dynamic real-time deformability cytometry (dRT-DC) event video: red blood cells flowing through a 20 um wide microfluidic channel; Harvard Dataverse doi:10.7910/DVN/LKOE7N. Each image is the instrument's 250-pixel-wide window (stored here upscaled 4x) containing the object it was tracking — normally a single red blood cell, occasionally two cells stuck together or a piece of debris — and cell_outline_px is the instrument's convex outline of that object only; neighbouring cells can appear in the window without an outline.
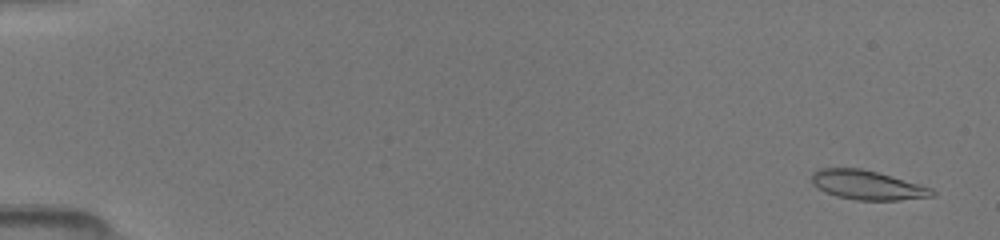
{"species": "common noctule bat (a hibernating species)", "species_latin": "Nyctalus noctula", "temperature_condition": "room temperature", "stored_images_in_passage": 5, "camera_frame_rate_fps": 3000, "um_per_image_px": 0.085, "animal": {"sex": "female", "body_mass_g": 19.5, "forearm_length_mm": 54.1}, "frame": {"image": 1, "passage_image": 1, "time_ms": 0.0, "image_size_px": [1000, 240], "cell_outline_px": [[936, 192], [932, 196], [900, 200], [856, 200], [836, 196], [824, 192], [812, 180], [812, 172], [820, 168], [860, 168], [876, 172], [932, 188]], "centroid_in_image_um": [73.71, 15.73], "position_along_channel_um": 11.3, "area_um2": 20.17}}
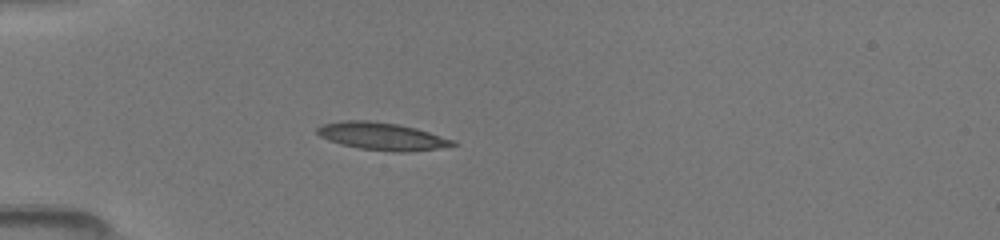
{"frame": {"image": 2, "passage_image": 5, "time_ms": 4.333, "image_size_px": [1000, 240], "cell_outline_px": [[460, 144], [412, 152], [396, 152], [360, 148], [328, 140], [320, 136], [316, 132], [316, 128], [324, 124], [348, 120], [368, 120], [396, 124], [416, 128], [456, 140]], "centroid_in_image_um": [32.52, 11.58], "position_along_channel_um": 52.5, "area_um2": 21.56}}